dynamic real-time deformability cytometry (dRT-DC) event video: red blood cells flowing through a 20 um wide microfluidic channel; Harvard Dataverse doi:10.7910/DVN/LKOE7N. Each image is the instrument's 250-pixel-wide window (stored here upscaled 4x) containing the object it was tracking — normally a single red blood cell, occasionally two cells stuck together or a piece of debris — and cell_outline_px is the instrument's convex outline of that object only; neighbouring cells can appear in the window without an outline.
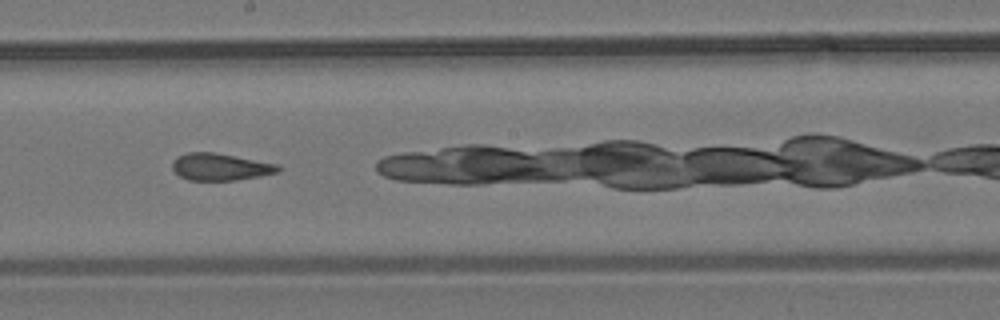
{"species": "common noctule bat (a hibernating species)", "species_latin": "Nyctalus noctula", "temperature_condition": "room temperature", "stored_images_in_passage": 9, "camera_frame_rate_fps": 3000, "um_per_image_px": 0.085, "animal": {"sex": "male", "body_mass_g": 19.2, "forearm_length_mm": 51.8}, "frame": {"image": 1, "passage_image": 7, "time_ms": 2.0, "image_size_px": [1000, 320], "cell_outline_px": [[280, 172], [260, 176], [236, 180], [188, 180], [180, 176], [172, 168], [172, 160], [176, 156], [188, 152], [216, 152], [276, 164], [280, 168]], "centroid_in_image_um": [18.69, 14.18], "position_along_channel_um": 229.5, "area_um2": 16.7}}
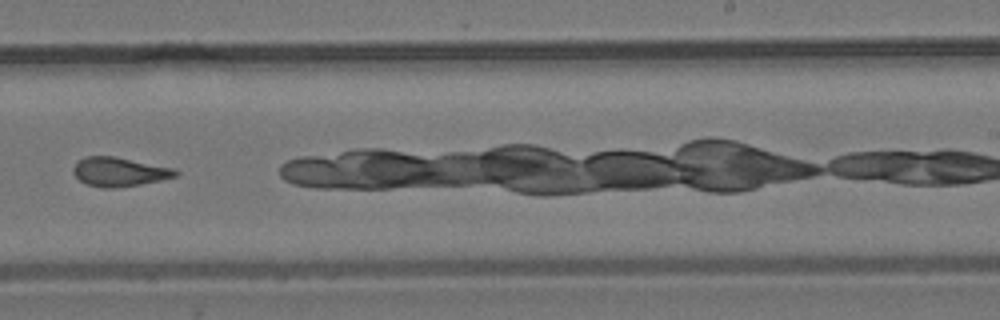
{"frame": {"image": 2, "passage_image": 8, "time_ms": 2.333, "image_size_px": [1000, 320], "cell_outline_px": [[180, 172], [176, 176], [160, 180], [140, 184], [112, 188], [100, 188], [88, 184], [80, 180], [72, 172], [72, 168], [84, 156], [112, 156], [176, 168]], "centroid_in_image_um": [10.15, 14.6], "position_along_channel_um": 278.8, "area_um2": 17.22}}